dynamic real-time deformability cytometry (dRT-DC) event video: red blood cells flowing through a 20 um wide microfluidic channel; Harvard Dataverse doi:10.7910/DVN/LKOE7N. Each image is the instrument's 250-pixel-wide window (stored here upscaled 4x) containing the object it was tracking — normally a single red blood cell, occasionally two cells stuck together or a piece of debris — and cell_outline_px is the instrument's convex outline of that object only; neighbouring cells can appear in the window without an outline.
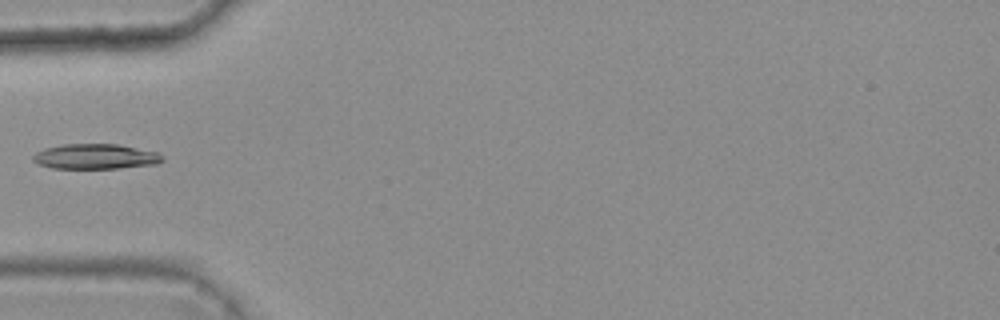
{"species": "common noctule bat (a hibernating species)", "species_latin": "Nyctalus noctula", "temperature_condition": "warm", "stored_images_in_passage": 6, "camera_frame_rate_fps": 3000, "um_per_image_px": 0.085, "animal": {"sex": "female", "body_mass_g": 25.1}, "frame": {"image": 1, "passage_image": 5, "time_ms": 1.333, "image_size_px": [1000, 320], "cell_outline_px": [[164, 160], [156, 164], [120, 168], [52, 168], [40, 164], [32, 160], [32, 156], [36, 152], [44, 148], [64, 144], [116, 144], [160, 152], [164, 156]], "centroid_in_image_um": [8.15, 13.3], "position_along_channel_um": 76.9, "area_um2": 19.02}}
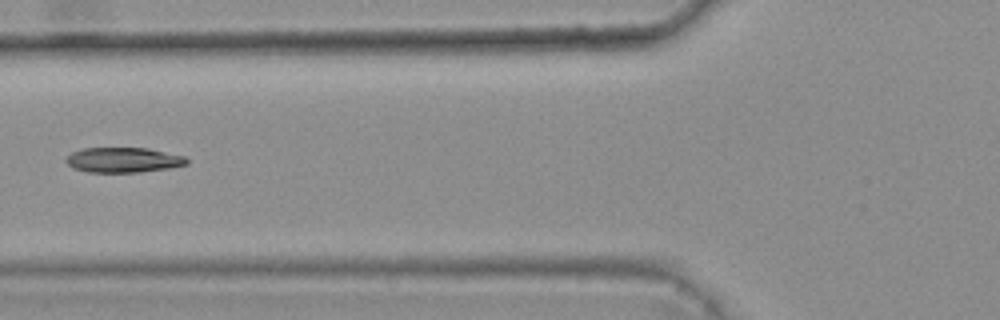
{"frame": {"image": 2, "passage_image": 6, "time_ms": 1.667, "image_size_px": [1000, 320], "cell_outline_px": [[188, 164], [168, 168], [140, 172], [88, 172], [72, 168], [64, 160], [72, 152], [80, 148], [148, 148], [184, 156], [188, 160]], "centroid_in_image_um": [10.45, 13.59], "position_along_channel_um": 115.3, "area_um2": 17.63}}